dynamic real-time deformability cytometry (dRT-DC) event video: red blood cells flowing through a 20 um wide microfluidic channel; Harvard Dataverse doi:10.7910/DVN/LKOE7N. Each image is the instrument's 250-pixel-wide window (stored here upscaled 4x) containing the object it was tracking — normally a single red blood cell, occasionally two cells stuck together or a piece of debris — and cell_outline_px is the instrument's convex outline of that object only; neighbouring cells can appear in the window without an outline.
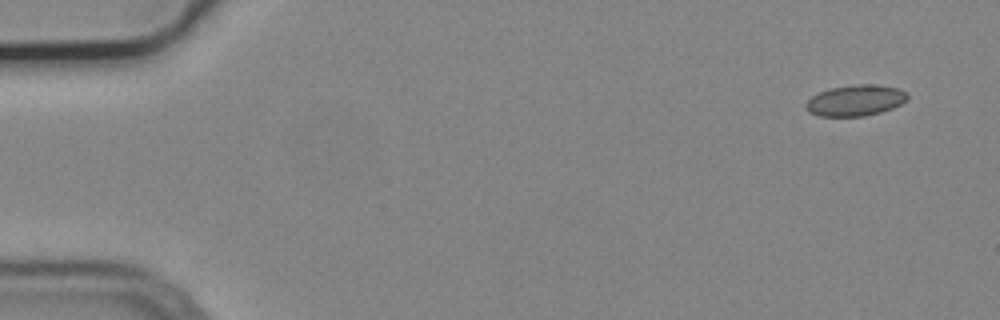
{"species": "common noctule bat (a hibernating species)", "species_latin": "Nyctalus noctula", "temperature_condition": "cold", "stored_images_in_passage": 5, "camera_frame_rate_fps": 3000, "um_per_image_px": 0.085, "animal": {"sex": "male", "body_mass_g": 19.2, "forearm_length_mm": 51.8}, "frame": {"image": 1, "passage_image": 1, "time_ms": 0.0, "image_size_px": [1000, 320], "cell_outline_px": [[908, 100], [892, 108], [880, 112], [864, 116], [820, 116], [808, 112], [804, 108], [804, 104], [812, 96], [828, 88], [856, 84], [872, 84], [900, 88], [908, 96]], "centroid_in_image_um": [72.69, 8.53], "position_along_channel_um": 12.3, "area_um2": 18.44}}
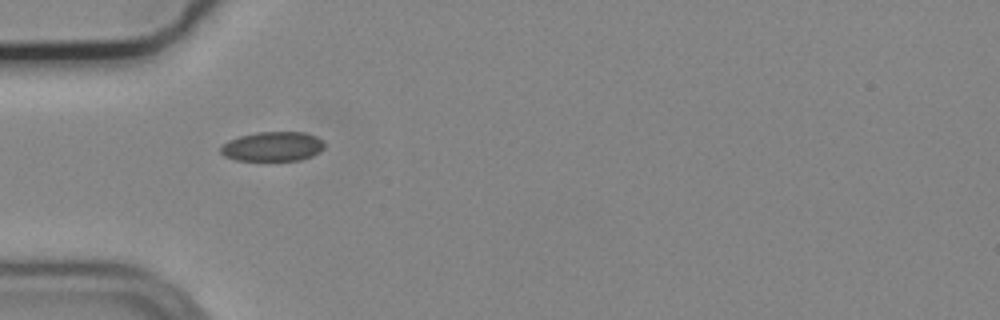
{"frame": {"image": 2, "passage_image": 5, "time_ms": 1.333, "image_size_px": [1000, 320], "cell_outline_px": [[324, 148], [320, 152], [312, 156], [300, 160], [236, 160], [224, 156], [220, 152], [220, 148], [228, 140], [240, 136], [256, 132], [304, 132], [316, 136], [324, 140]], "centroid_in_image_um": [23.2, 12.44], "position_along_channel_um": 61.8, "area_um2": 17.92}}